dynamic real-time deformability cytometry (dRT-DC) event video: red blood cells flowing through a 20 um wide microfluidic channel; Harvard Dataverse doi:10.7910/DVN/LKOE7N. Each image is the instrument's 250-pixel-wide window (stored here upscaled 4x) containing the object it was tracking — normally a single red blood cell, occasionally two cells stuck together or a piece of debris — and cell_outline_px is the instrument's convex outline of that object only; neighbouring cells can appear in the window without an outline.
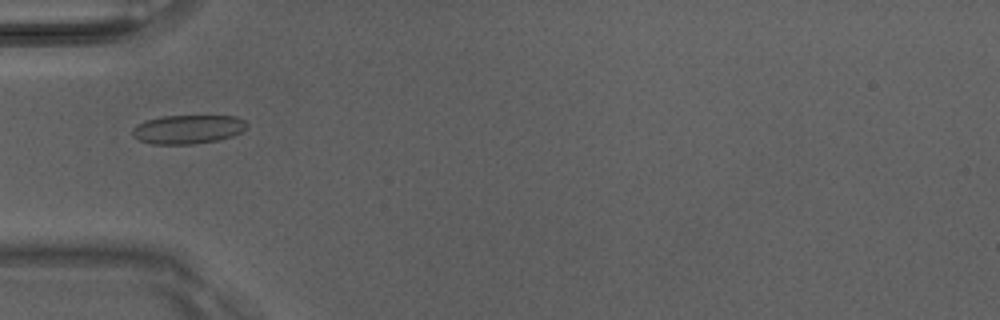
{"species": "Egyptian fruit bat (a non-hibernating species)", "species_latin": "Rousettus aegyptiacus", "temperature_condition": "room temperature", "stored_images_in_passage": 7, "camera_frame_rate_fps": 3000, "um_per_image_px": 0.085, "animal": {"sex": "male"}, "frame": {"image": 1, "passage_image": 5, "time_ms": 1.333, "image_size_px": [1000, 320], "cell_outline_px": [[248, 124], [240, 132], [232, 136], [216, 140], [192, 144], [152, 144], [140, 140], [132, 136], [132, 128], [144, 120], [164, 116], [236, 116], [244, 120]], "centroid_in_image_um": [15.94, 10.98], "position_along_channel_um": 69.1, "area_um2": 19.13}}
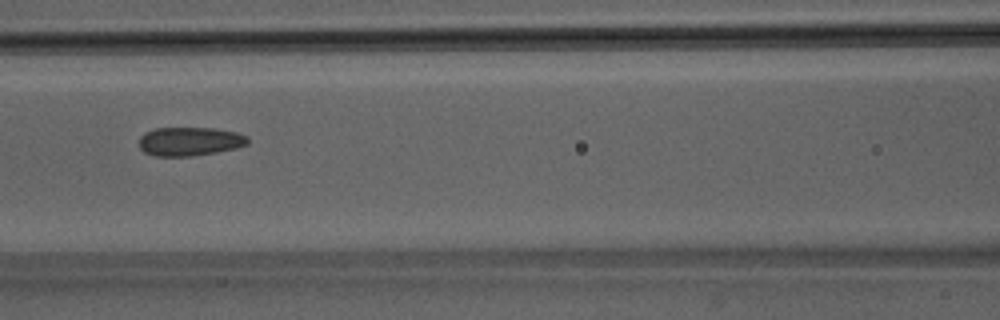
{"frame": {"image": 2, "passage_image": 7, "time_ms": 2.0, "image_size_px": [1000, 320], "cell_outline_px": [[248, 144], [236, 148], [216, 152], [192, 156], [156, 156], [144, 152], [140, 148], [140, 136], [144, 132], [156, 128], [212, 128], [236, 132], [248, 136]], "centroid_in_image_um": [16.12, 12.02], "position_along_channel_um": 150.5, "area_um2": 18.21}}